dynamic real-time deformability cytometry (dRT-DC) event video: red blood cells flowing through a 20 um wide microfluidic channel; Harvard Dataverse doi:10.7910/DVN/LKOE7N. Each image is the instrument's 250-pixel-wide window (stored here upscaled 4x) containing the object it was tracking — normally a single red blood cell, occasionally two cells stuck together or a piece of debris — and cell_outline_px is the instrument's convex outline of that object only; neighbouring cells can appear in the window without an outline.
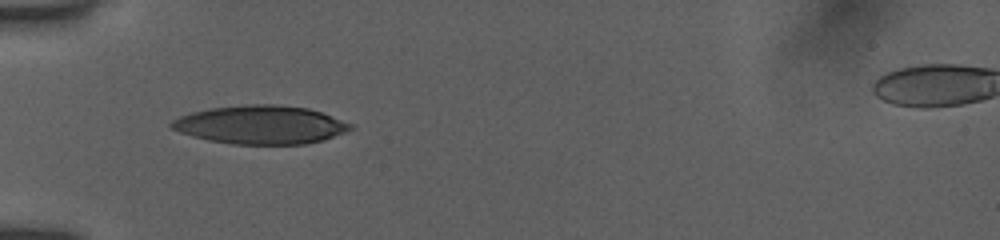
{"species": "human", "species_latin": "Homo sapiens", "temperature_condition": "room temperature", "stored_images_in_passage": 36, "camera_frame_rate_fps": 3000, "um_per_image_px": 0.085, "donor": {"sex": "female"}, "frame": {"image": 1, "passage_image": 1, "time_ms": 0.0, "image_size_px": [1000, 240], "cell_outline_px": [[356, 128], [324, 140], [304, 144], [232, 144], [208, 140], [192, 136], [180, 132], [172, 128], [168, 124], [172, 120], [180, 116], [192, 112], [212, 108], [252, 104], [272, 104], [308, 108], [320, 112], [352, 124]], "centroid_in_image_um": [22.16, 10.61], "position_along_channel_um": 62.8, "area_um2": 39.94}}
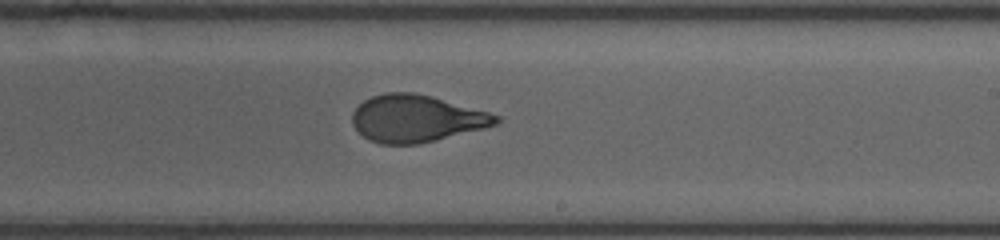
{"frame": {"image": 2, "passage_image": 16, "time_ms": 5.0, "image_size_px": [1000, 240], "cell_outline_px": [[500, 120], [496, 124], [484, 128], [436, 140], [416, 144], [380, 144], [368, 140], [352, 124], [352, 112], [364, 100], [372, 96], [384, 92], [412, 92], [432, 96], [488, 112], [500, 116]], "centroid_in_image_um": [35.36, 10.07], "position_along_channel_um": 253.6, "area_um2": 39.3}}
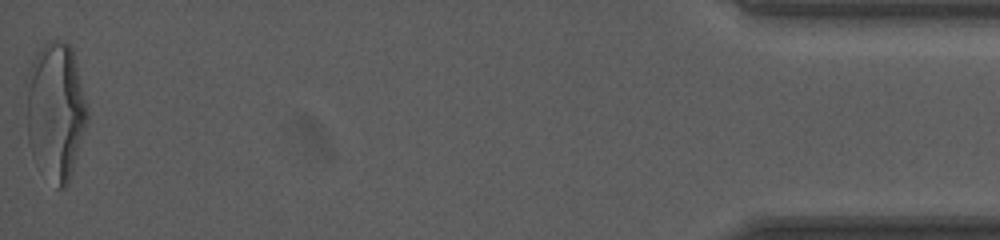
{"frame": {"image": 3, "passage_image": 36, "time_ms": 11.667, "image_size_px": [1000, 240], "cell_outline_px": [[88, 120], [68, 184], [64, 188], [56, 188], [28, 140], [24, 84], [28, 68], [32, 60], [40, 48], [48, 40], [60, 40], [68, 44], [72, 48], [88, 108]], "centroid_in_image_um": [4.72, 9.32], "position_along_channel_um": 430.5, "area_um2": 48.67}, "authors_computed_cell_mechanics": {"area_um2": 40.4022, "velocity_mm_per_s": 3.9188, "shape_relaxation_time_tau1_ms": 5.4919, "shape_relaxation_time_tau2_ms": 0.8056, "deformation_change_tau1": 0.2282, "deformation_change_tau2": 0.0769}}